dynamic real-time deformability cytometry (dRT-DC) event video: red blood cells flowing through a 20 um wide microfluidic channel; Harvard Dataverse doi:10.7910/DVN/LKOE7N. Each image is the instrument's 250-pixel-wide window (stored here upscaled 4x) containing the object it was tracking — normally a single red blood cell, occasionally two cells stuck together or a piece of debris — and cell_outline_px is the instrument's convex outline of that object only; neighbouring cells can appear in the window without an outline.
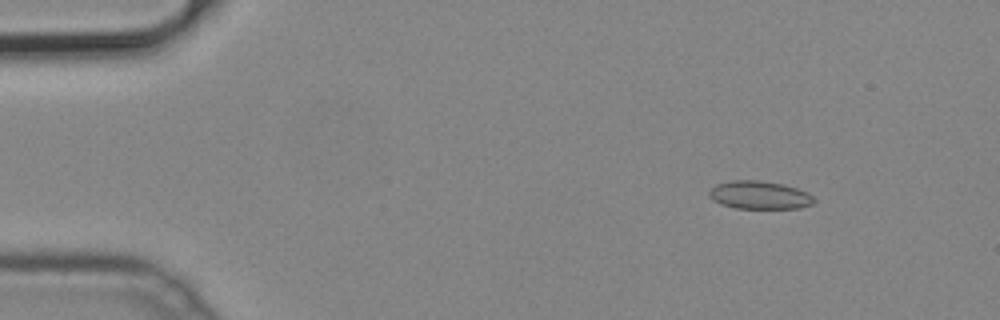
{"species": "common noctule bat (a hibernating species)", "species_latin": "Nyctalus noctula", "temperature_condition": "cold", "stored_images_in_passage": 13, "camera_frame_rate_fps": 3000, "um_per_image_px": 0.085, "animal": {"sex": "male", "body_mass_g": 19.2, "forearm_length_mm": 51.8}, "frame": {"image": 1, "passage_image": 3, "time_ms": 0.667, "image_size_px": [1000, 320], "cell_outline_px": [[816, 200], [812, 204], [800, 208], [736, 208], [720, 204], [712, 200], [708, 196], [708, 192], [716, 184], [732, 180], [760, 180], [784, 184], [808, 192]], "centroid_in_image_um": [64.54, 16.57], "position_along_channel_um": 20.5, "area_um2": 17.28}}
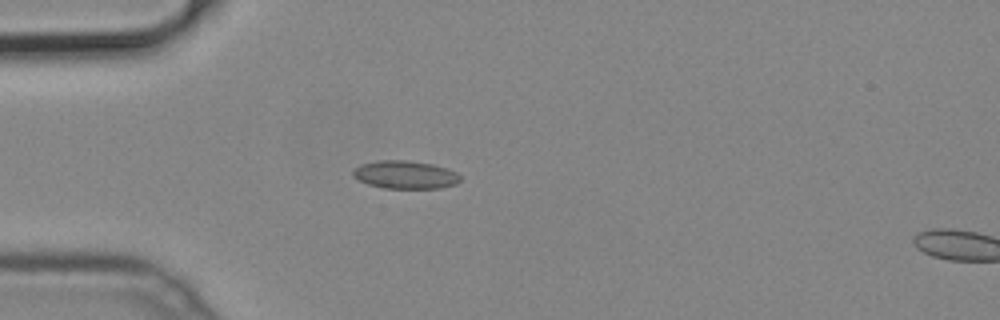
{"frame": {"image": 2, "passage_image": 11, "time_ms": 3.333, "image_size_px": [1000, 320], "cell_outline_px": [[460, 180], [456, 184], [440, 188], [384, 188], [368, 184], [352, 176], [352, 168], [360, 164], [380, 160], [404, 160], [432, 164], [448, 168], [456, 172], [460, 176]], "centroid_in_image_um": [34.42, 14.85], "position_along_channel_um": 50.6, "area_um2": 17.57}}